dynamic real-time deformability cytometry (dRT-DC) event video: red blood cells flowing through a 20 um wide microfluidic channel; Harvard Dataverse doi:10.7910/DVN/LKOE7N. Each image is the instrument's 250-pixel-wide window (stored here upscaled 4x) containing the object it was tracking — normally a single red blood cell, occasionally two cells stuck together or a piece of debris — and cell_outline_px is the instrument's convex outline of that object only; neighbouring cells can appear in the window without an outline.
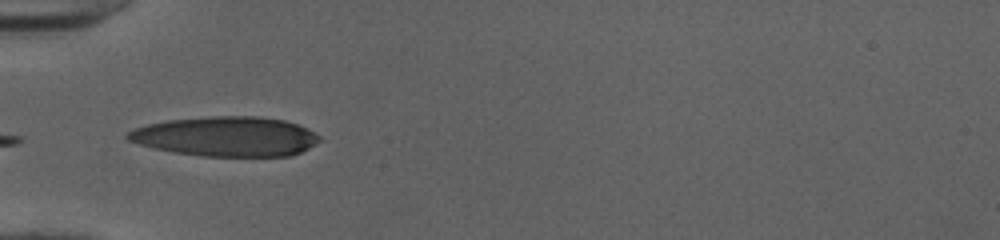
{"species": "human", "species_latin": "Homo sapiens", "temperature_condition": "cold", "stored_images_in_passage": 4, "camera_frame_rate_fps": 3000, "um_per_image_px": 0.085, "donor": {"sex": "female"}, "frame": {"image": 1, "passage_image": 1, "time_ms": 0.0, "image_size_px": [1000, 240], "cell_outline_px": [[320, 140], [316, 144], [292, 156], [200, 156], [176, 152], [156, 148], [140, 144], [128, 140], [124, 136], [128, 132], [136, 128], [148, 124], [168, 120], [212, 116], [256, 116], [284, 120], [308, 128], [320, 136]], "centroid_in_image_um": [19.25, 11.6], "position_along_channel_um": 65.8, "area_um2": 44.22}}